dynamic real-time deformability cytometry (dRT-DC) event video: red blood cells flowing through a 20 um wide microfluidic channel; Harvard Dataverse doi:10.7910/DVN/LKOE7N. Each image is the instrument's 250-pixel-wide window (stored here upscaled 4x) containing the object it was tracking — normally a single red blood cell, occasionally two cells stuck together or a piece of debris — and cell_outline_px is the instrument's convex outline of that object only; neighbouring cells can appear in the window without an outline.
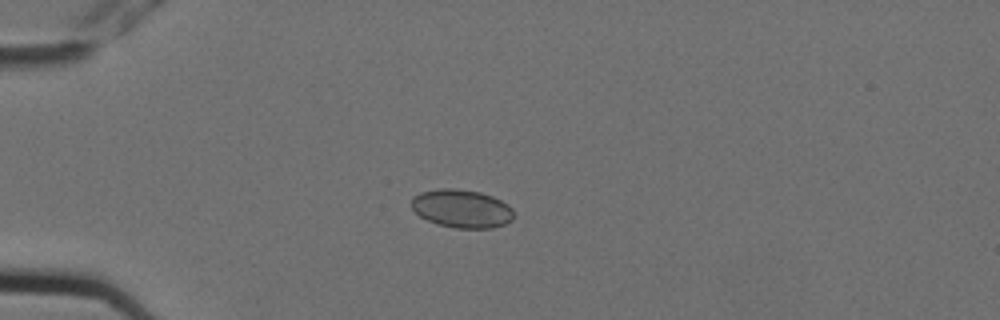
{"species": "Egyptian fruit bat (a non-hibernating species)", "species_latin": "Rousettus aegyptiacus", "temperature_condition": "cold", "stored_images_in_passage": 5, "camera_frame_rate_fps": 3000, "um_per_image_px": 0.085, "animal": {"sex": "female"}, "frame": {"image": 1, "passage_image": 2, "time_ms": 0.333, "image_size_px": [1000, 320], "cell_outline_px": [[512, 220], [504, 224], [492, 228], [456, 228], [436, 224], [420, 216], [412, 208], [412, 196], [420, 192], [440, 188], [456, 188], [480, 192], [492, 196], [508, 204], [512, 208]], "centroid_in_image_um": [39.23, 17.72], "position_along_channel_um": 45.8, "area_um2": 22.83}}
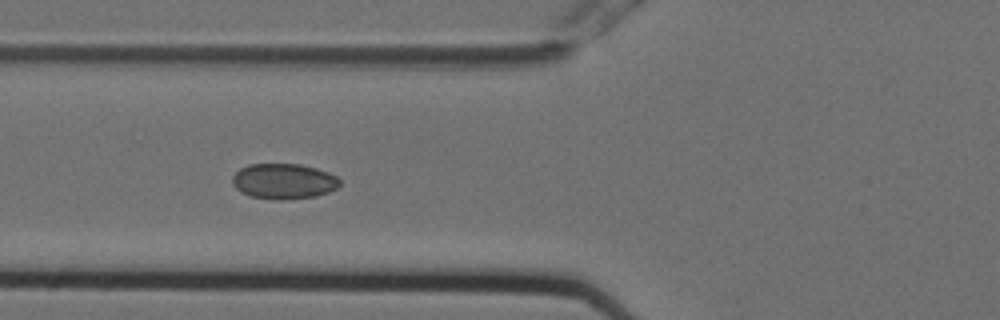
{"frame": {"image": 2, "passage_image": 4, "time_ms": 1.0, "image_size_px": [1000, 320], "cell_outline_px": [[340, 184], [336, 188], [328, 192], [316, 196], [280, 200], [276, 200], [252, 196], [240, 192], [232, 184], [232, 176], [240, 168], [248, 164], [300, 164], [316, 168], [328, 172], [336, 176], [340, 180]], "centroid_in_image_um": [24.1, 15.4], "position_along_channel_um": 101.7, "area_um2": 22.2}}
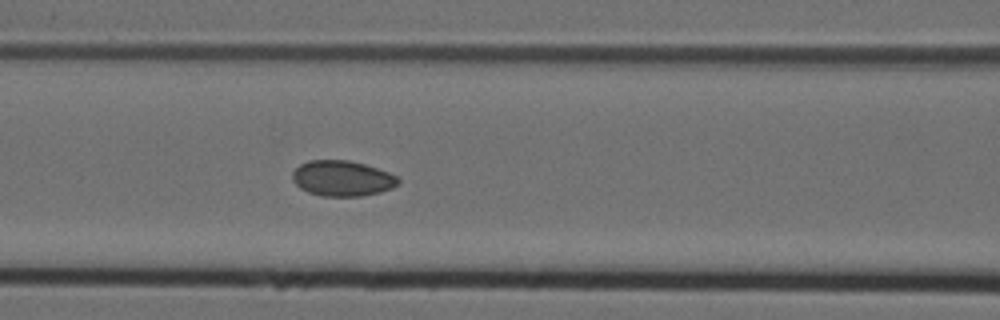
{"frame": {"image": 3, "passage_image": 5, "time_ms": 1.333, "image_size_px": [1000, 320], "cell_outline_px": [[400, 184], [392, 188], [380, 192], [360, 196], [320, 196], [308, 192], [300, 188], [292, 180], [292, 172], [300, 164], [308, 160], [348, 160], [364, 164], [388, 172], [396, 176], [400, 180]], "centroid_in_image_um": [29.08, 15.16], "position_along_channel_um": 137.5, "area_um2": 21.96}}